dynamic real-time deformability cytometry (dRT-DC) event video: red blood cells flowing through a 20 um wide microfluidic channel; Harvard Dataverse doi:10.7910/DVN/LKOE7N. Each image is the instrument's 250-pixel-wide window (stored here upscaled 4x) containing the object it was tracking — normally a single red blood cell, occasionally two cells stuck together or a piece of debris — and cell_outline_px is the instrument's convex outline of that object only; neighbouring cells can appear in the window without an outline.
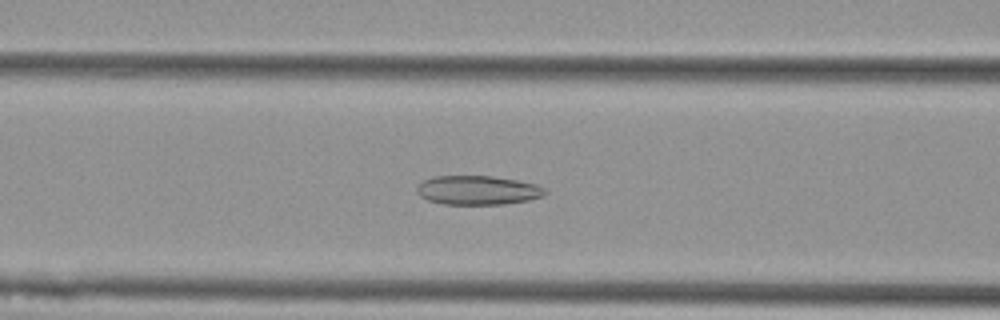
{"species": "Egyptian fruit bat (a non-hibernating species)", "species_latin": "Rousettus aegyptiacus", "temperature_condition": "cold", "stored_images_in_passage": 54, "camera_frame_rate_fps": 3000, "um_per_image_px": 0.085, "animal": {"sex": "female"}, "frame": {"image": 1, "passage_image": 22, "time_ms": 7.0, "image_size_px": [1000, 320], "cell_outline_px": [[548, 192], [544, 196], [528, 200], [504, 204], [444, 204], [428, 200], [420, 196], [416, 192], [416, 188], [424, 180], [432, 176], [492, 176], [516, 180], [536, 184], [544, 188]], "centroid_in_image_um": [40.61, 16.17], "position_along_channel_um": 126.0, "area_um2": 21.73}}
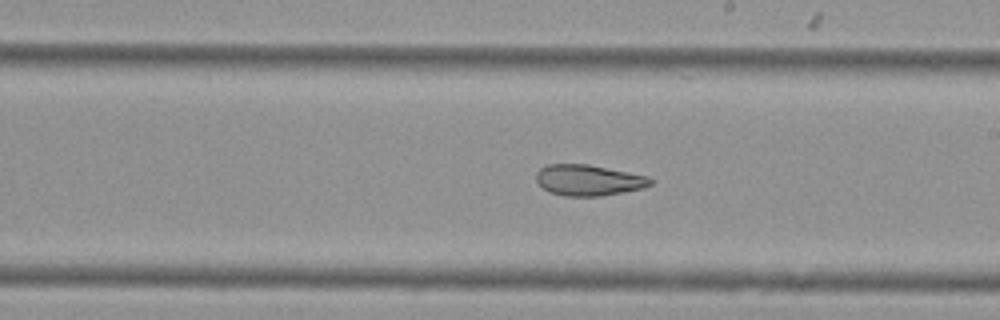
{"frame": {"image": 2, "passage_image": 31, "time_ms": 10.0, "image_size_px": [1000, 320], "cell_outline_px": [[652, 184], [644, 188], [624, 192], [600, 196], [564, 196], [548, 192], [536, 180], [536, 172], [540, 168], [548, 164], [588, 164], [648, 176], [652, 180]], "centroid_in_image_um": [50.02, 15.32], "position_along_channel_um": 239.0, "area_um2": 20.63}}
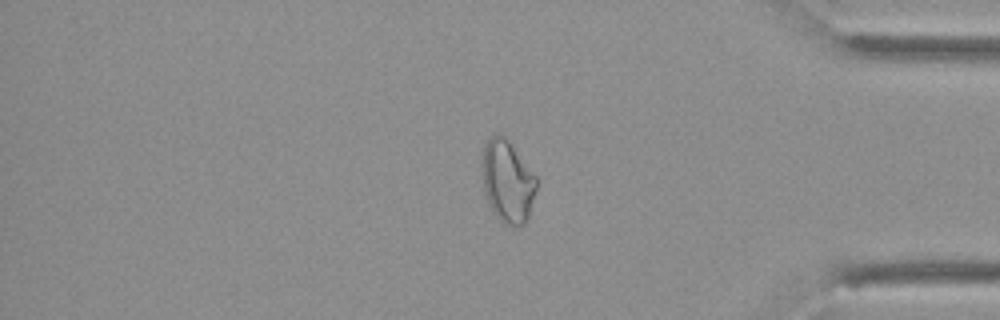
{"frame": {"image": 3, "passage_image": 45, "time_ms": 14.667, "image_size_px": [1000, 320], "cell_outline_px": [[536, 188], [528, 220], [524, 224], [516, 228], [512, 228], [504, 224], [488, 208], [484, 192], [480, 164], [484, 144], [496, 132], [504, 136], [508, 140], [536, 176]], "centroid_in_image_um": [43.1, 15.46], "position_along_channel_um": 392.1, "area_um2": 26.7}, "authors_computed_cell_mechanics": {"area_um2": 26.6747, "velocity_mm_per_s": 3.7781, "shape_relaxation_time_tau1_ms": null, "shape_relaxation_time_tau2_ms": 3.1706, "deformation_change_tau1": null, "deformation_change_tau2": 0.1079}}